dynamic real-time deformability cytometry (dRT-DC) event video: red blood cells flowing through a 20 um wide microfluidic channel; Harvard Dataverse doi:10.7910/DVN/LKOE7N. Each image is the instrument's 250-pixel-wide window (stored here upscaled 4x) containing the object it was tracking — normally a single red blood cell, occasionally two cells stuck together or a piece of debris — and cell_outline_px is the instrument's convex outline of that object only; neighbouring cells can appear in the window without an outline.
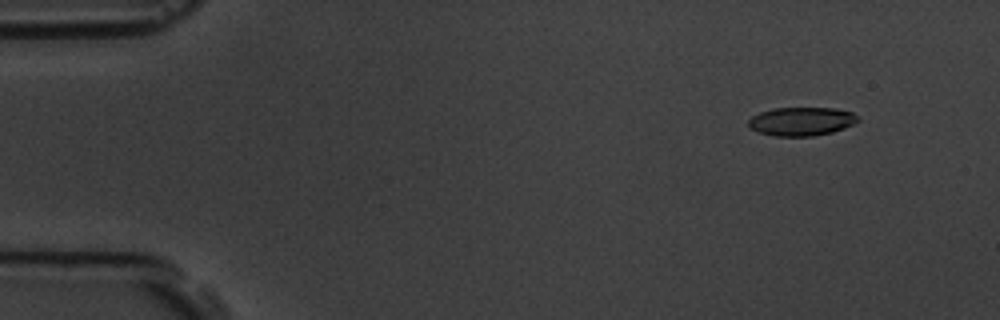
{"species": "common noctule bat (a hibernating species)", "species_latin": "Nyctalus noctula", "temperature_condition": "room temperature", "stored_images_in_passage": 5, "camera_frame_rate_fps": 3000, "um_per_image_px": 0.085, "animal": {"sex": "male", "body_mass_g": 19.5, "forearm_length_mm": 54.6}, "frame": {"image": 1, "passage_image": 2, "time_ms": 1.0, "image_size_px": [1000, 320], "cell_outline_px": [[860, 120], [844, 128], [832, 132], [812, 136], [772, 136], [760, 132], [752, 128], [748, 124], [748, 120], [752, 116], [760, 112], [772, 108], [836, 108], [852, 112], [860, 116]], "centroid_in_image_um": [68.15, 10.31], "position_along_channel_um": 16.9, "area_um2": 18.26}}
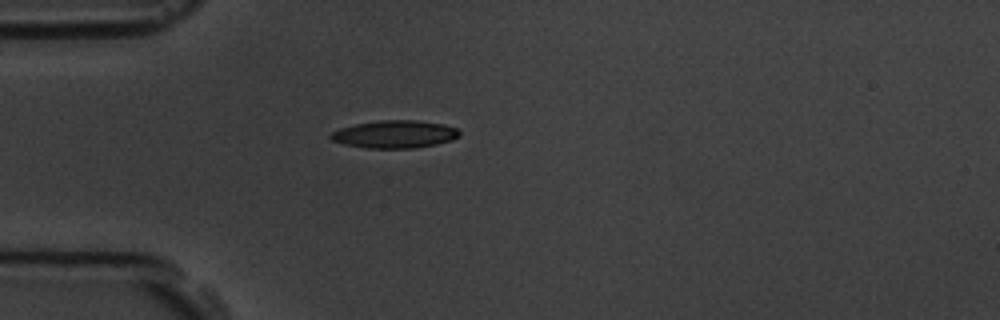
{"frame": {"image": 2, "passage_image": 5, "time_ms": 4.333, "image_size_px": [1000, 320], "cell_outline_px": [[460, 136], [452, 140], [436, 144], [416, 148], [368, 148], [344, 144], [332, 140], [328, 136], [332, 132], [340, 128], [356, 124], [380, 120], [416, 120], [444, 124], [456, 128], [460, 132]], "centroid_in_image_um": [33.57, 11.41], "position_along_channel_um": 51.4, "area_um2": 20.75}}